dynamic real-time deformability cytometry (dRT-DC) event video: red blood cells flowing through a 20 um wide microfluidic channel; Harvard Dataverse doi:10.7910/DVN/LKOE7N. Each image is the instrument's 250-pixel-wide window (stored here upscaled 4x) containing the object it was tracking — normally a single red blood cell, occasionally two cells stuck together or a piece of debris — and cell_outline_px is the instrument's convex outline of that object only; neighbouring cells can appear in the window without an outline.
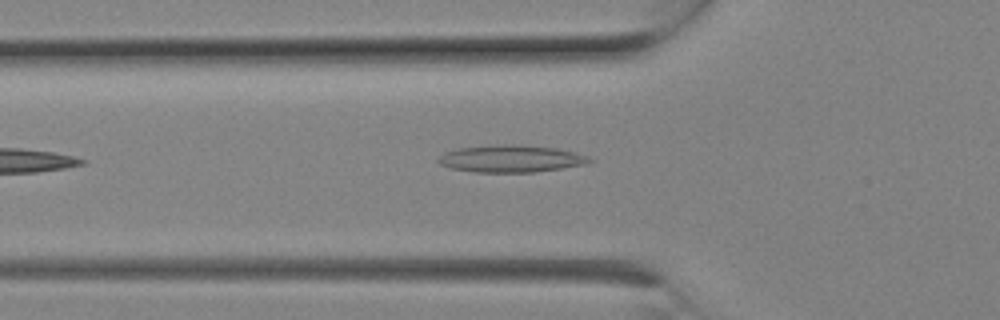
{"species": "Egyptian fruit bat (a non-hibernating species)", "species_latin": "Rousettus aegyptiacus", "temperature_condition": "room temperature", "stored_images_in_passage": 3, "camera_frame_rate_fps": 3000, "um_per_image_px": 0.085, "animal": {"sex": "female"}, "frame": {"image": 1, "passage_image": 3, "time_ms": 0.667, "image_size_px": [1000, 320], "cell_outline_px": [[592, 160], [584, 164], [536, 172], [476, 172], [452, 168], [440, 164], [436, 160], [444, 152], [456, 148], [504, 144], [524, 144], [556, 148], [588, 156]], "centroid_in_image_um": [43.39, 13.48], "position_along_channel_um": 82.4, "area_um2": 23.81}}